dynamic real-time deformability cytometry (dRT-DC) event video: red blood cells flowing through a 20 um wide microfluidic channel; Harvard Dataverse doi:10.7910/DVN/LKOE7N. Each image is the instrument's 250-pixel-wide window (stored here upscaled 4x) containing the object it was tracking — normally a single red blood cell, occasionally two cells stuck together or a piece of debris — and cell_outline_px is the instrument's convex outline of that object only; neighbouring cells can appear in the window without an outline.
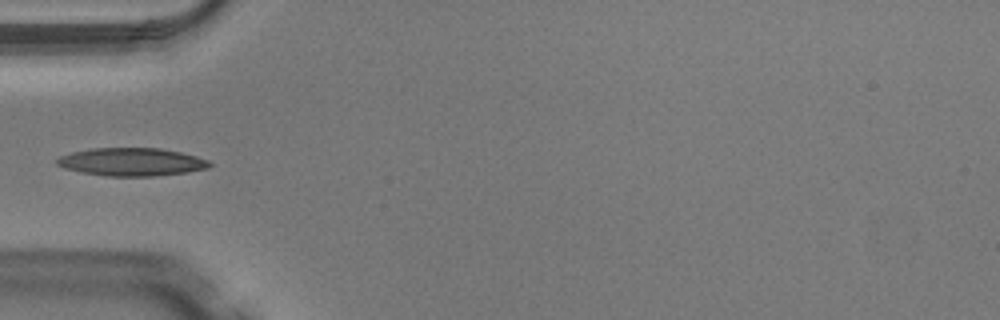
{"species": "Egyptian fruit bat (a non-hibernating species)", "species_latin": "Rousettus aegyptiacus", "temperature_condition": "warm", "stored_images_in_passage": 34, "camera_frame_rate_fps": 3000, "um_per_image_px": 0.085, "animal": {"sex": "male"}, "frame": {"image": 1, "passage_image": 1, "time_ms": 0.0, "image_size_px": [1000, 320], "cell_outline_px": [[212, 164], [208, 168], [188, 172], [156, 176], [108, 176], [84, 172], [64, 168], [56, 164], [56, 160], [60, 156], [72, 152], [92, 148], [160, 148], [180, 152], [196, 156], [208, 160]], "centroid_in_image_um": [11.21, 13.76], "position_along_channel_um": 73.8, "area_um2": 24.8}}
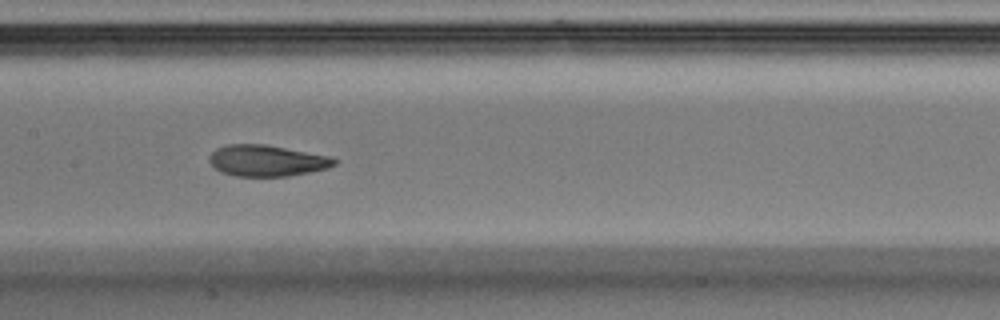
{"frame": {"image": 2, "passage_image": 9, "time_ms": 2.667, "image_size_px": [1000, 320], "cell_outline_px": [[340, 160], [336, 164], [328, 168], [288, 176], [236, 176], [220, 172], [208, 160], [208, 156], [216, 148], [228, 144], [264, 144], [328, 156]], "centroid_in_image_um": [22.66, 13.65], "position_along_channel_um": 184.7, "area_um2": 22.66}}
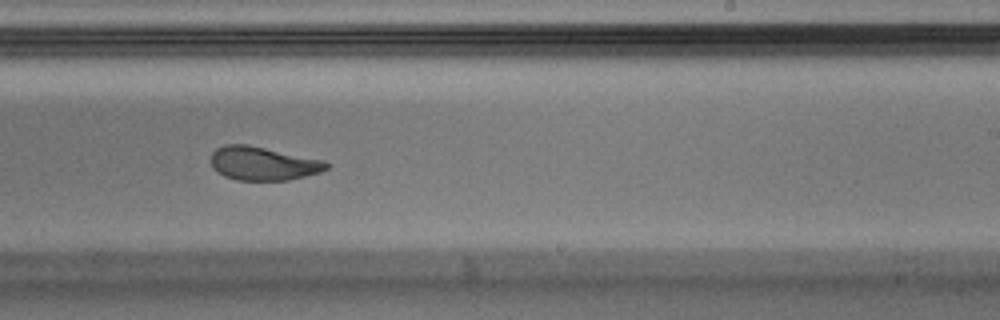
{"frame": {"image": 3, "passage_image": 15, "time_ms": 4.667, "image_size_px": [1000, 320], "cell_outline_px": [[328, 168], [320, 172], [288, 180], [236, 180], [224, 176], [216, 172], [212, 168], [212, 152], [216, 148], [224, 144], [248, 144], [324, 160], [328, 164]], "centroid_in_image_um": [22.33, 13.89], "position_along_channel_um": 266.7, "area_um2": 22.66}}